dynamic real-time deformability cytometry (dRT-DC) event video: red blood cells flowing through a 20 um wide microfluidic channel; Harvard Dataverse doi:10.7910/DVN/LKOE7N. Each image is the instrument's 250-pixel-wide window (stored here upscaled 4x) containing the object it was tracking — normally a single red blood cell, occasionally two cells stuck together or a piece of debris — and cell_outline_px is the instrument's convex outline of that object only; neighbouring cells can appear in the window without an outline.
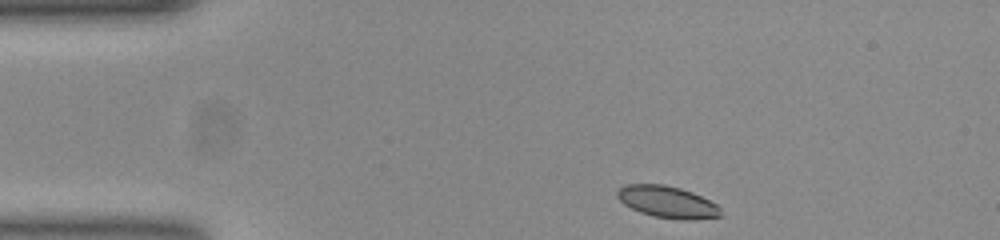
{"species": "common noctule bat (a hibernating species)", "species_latin": "Nyctalus noctula", "temperature_condition": "room temperature", "stored_images_in_passage": 45, "camera_frame_rate_fps": 3000, "um_per_image_px": 0.085, "animal": {"sex": "female", "body_mass_g": 23.0, "forearm_length_mm": 53.4}, "frame": {"image": 1, "passage_image": 1, "time_ms": 0.0, "image_size_px": [1000, 240], "cell_outline_px": [[720, 216], [692, 220], [684, 220], [652, 216], [640, 212], [624, 204], [616, 196], [616, 192], [624, 184], [664, 184], [680, 188], [692, 192], [716, 204], [720, 208]], "centroid_in_image_um": [56.69, 17.16], "position_along_channel_um": 28.3, "area_um2": 19.07}}
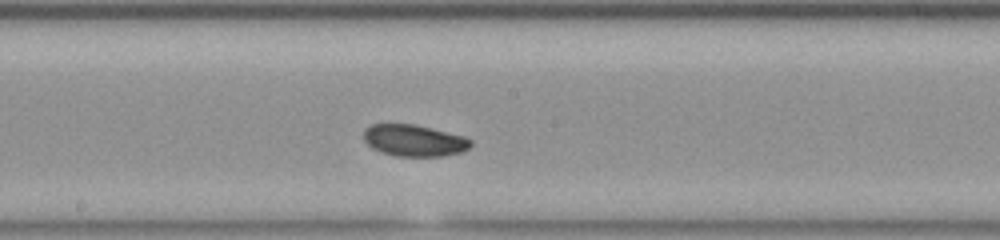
{"frame": {"image": 2, "passage_image": 20, "time_ms": 6.333, "image_size_px": [1000, 240], "cell_outline_px": [[472, 144], [464, 152], [444, 156], [396, 156], [380, 152], [372, 148], [364, 140], [364, 128], [372, 124], [412, 124], [464, 136], [472, 140]], "centroid_in_image_um": [35.2, 11.95], "position_along_channel_um": 213.0, "area_um2": 19.77}}
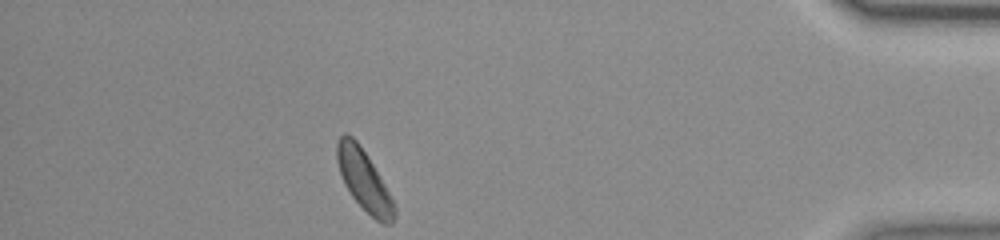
{"frame": {"image": 3, "passage_image": 39, "time_ms": 12.667, "image_size_px": [1000, 240], "cell_outline_px": [[396, 216], [392, 224], [384, 224], [376, 220], [352, 196], [344, 184], [336, 160], [336, 140], [344, 132], [352, 136], [356, 140], [372, 164], [396, 204]], "centroid_in_image_um": [30.94, 15.32], "position_along_channel_um": 404.3, "area_um2": 20.06}, "authors_computed_cell_mechanics": {"area_um2": 19.941, "velocity_mm_per_s": 3.8211, "shape_relaxation_time_tau1_ms": 1.2034, "shape_relaxation_time_tau2_ms": 8.8535, "deformation_change_tau1": 0.0524, "deformation_change_tau2": 0.1072}}